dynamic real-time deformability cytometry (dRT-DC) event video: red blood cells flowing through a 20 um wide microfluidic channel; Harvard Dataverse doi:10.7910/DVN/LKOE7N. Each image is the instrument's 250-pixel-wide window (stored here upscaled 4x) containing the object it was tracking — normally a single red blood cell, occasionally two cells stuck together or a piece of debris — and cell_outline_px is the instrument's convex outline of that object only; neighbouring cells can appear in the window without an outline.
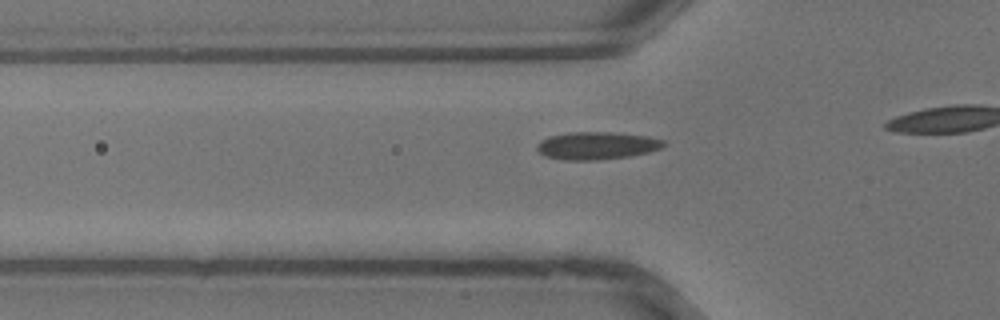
{"species": "common noctule bat (a hibernating species)", "species_latin": "Nyctalus noctula", "temperature_condition": "warm", "stored_images_in_passage": 10, "camera_frame_rate_fps": 3000, "um_per_image_px": 0.085, "animal": {"sex": "male", "body_mass_g": 13.3}, "frame": {"image": 1, "passage_image": 6, "time_ms": 1.667, "image_size_px": [1000, 320], "cell_outline_px": [[664, 144], [660, 148], [648, 152], [628, 156], [600, 160], [564, 160], [544, 156], [536, 148], [536, 144], [540, 140], [548, 136], [568, 132], [612, 132], [648, 136], [664, 140]], "centroid_in_image_um": [50.67, 12.37], "position_along_channel_um": 75.1, "area_um2": 20.46}}
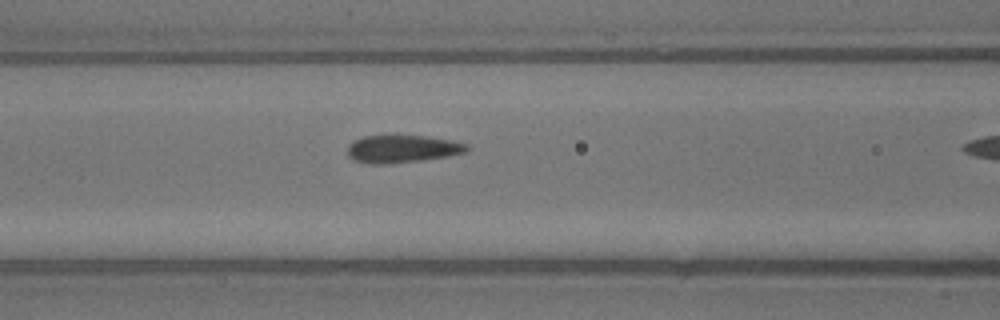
{"frame": {"image": 2, "passage_image": 9, "time_ms": 2.667, "image_size_px": [1000, 320], "cell_outline_px": [[468, 152], [448, 156], [424, 160], [384, 164], [372, 164], [352, 160], [348, 156], [348, 144], [352, 140], [364, 136], [392, 132], [428, 136], [452, 140], [468, 144]], "centroid_in_image_um": [34.16, 12.6], "position_along_channel_um": 132.4, "area_um2": 20.29}}